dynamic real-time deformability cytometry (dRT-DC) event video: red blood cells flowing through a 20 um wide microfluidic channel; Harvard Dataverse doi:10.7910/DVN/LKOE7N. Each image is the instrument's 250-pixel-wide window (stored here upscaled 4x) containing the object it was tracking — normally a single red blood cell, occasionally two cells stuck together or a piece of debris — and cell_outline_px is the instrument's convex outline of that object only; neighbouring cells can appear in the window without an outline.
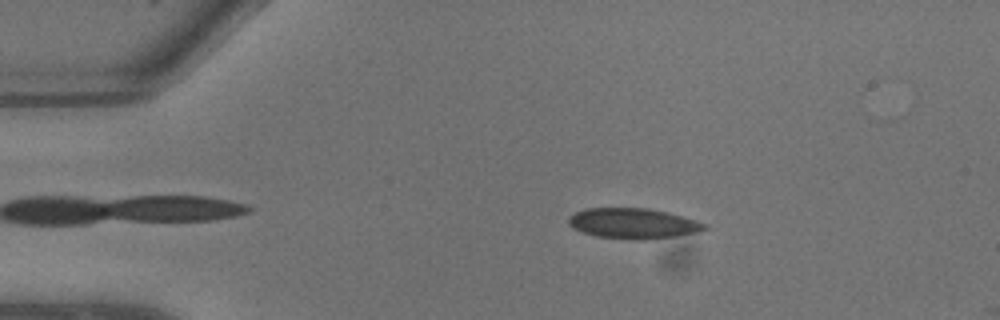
{"species": "common noctule bat (a hibernating species)", "species_latin": "Nyctalus noctula", "temperature_condition": "warm", "stored_images_in_passage": 5, "camera_frame_rate_fps": 3000, "um_per_image_px": 0.085, "animal": {"sex": "male", "body_mass_g": 13.3}, "frame": {"image": 1, "passage_image": 3, "time_ms": 0.667, "image_size_px": [1000, 320], "cell_outline_px": [[708, 228], [696, 232], [672, 236], [644, 240], [632, 240], [596, 236], [572, 228], [568, 224], [568, 216], [584, 208], [644, 208], [668, 212], [696, 220], [708, 224]], "centroid_in_image_um": [53.79, 18.99], "position_along_channel_um": 31.2, "area_um2": 24.1}}